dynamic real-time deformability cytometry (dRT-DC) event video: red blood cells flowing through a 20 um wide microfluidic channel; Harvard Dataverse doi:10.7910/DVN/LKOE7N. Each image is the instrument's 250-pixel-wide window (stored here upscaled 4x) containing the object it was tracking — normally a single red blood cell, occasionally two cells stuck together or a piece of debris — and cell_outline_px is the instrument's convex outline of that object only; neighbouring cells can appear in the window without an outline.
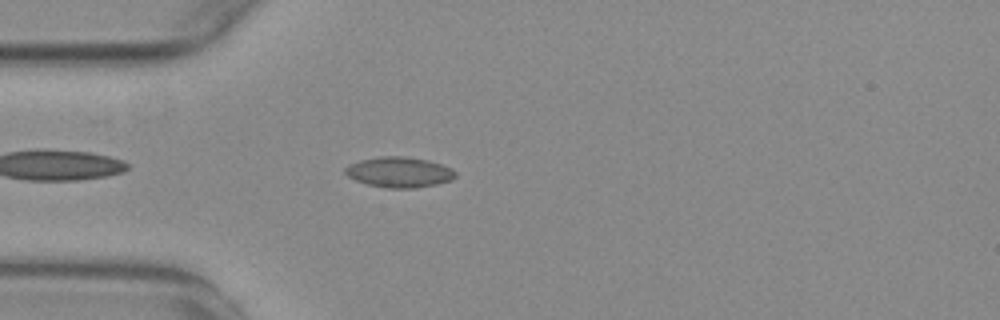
{"species": "common noctule bat (a hibernating species)", "species_latin": "Nyctalus noctula", "temperature_condition": "warm", "stored_images_in_passage": 43, "camera_frame_rate_fps": 3000, "um_per_image_px": 0.085, "animal": {"sex": "female", "body_mass_g": 29.2, "forearm_length_mm": 56.3}, "frame": {"image": 1, "passage_image": 4, "time_ms": 1.0, "image_size_px": [1000, 320], "cell_outline_px": [[456, 176], [452, 180], [436, 184], [416, 188], [388, 188], [368, 184], [356, 180], [348, 176], [344, 172], [344, 168], [348, 164], [360, 160], [380, 156], [400, 156], [428, 160], [452, 168], [456, 172]], "centroid_in_image_um": [33.93, 14.63], "position_along_channel_um": 51.1, "area_um2": 19.54}}
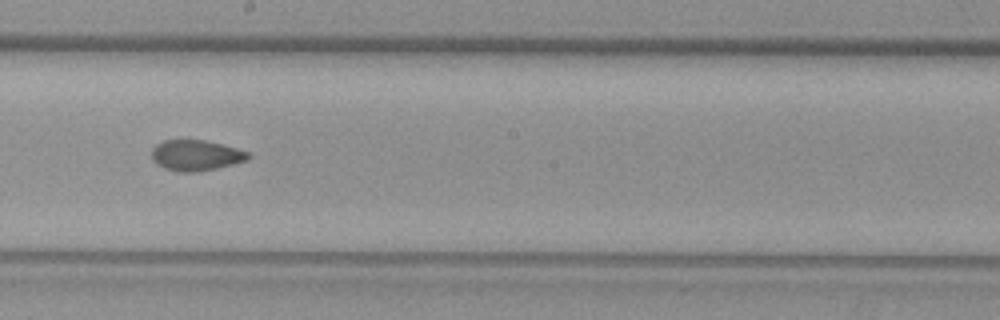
{"frame": {"image": 2, "passage_image": 19, "time_ms": 6.0, "image_size_px": [1000, 320], "cell_outline_px": [[252, 156], [248, 160], [216, 168], [196, 172], [176, 172], [164, 168], [156, 164], [152, 160], [152, 148], [156, 144], [164, 140], [204, 140], [236, 148], [248, 152]], "centroid_in_image_um": [16.63, 13.21], "position_along_channel_um": 231.6, "area_um2": 17.28}}
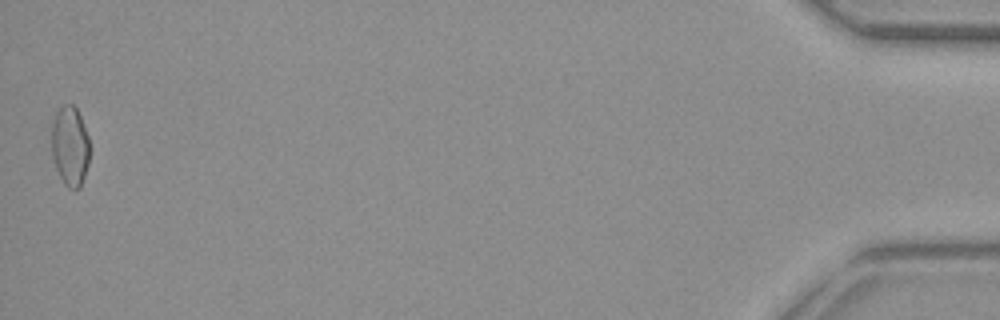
{"frame": {"image": 3, "passage_image": 43, "time_ms": 14.0, "image_size_px": [1000, 320], "cell_outline_px": [[88, 164], [80, 188], [68, 188], [64, 184], [56, 168], [52, 156], [52, 124], [56, 112], [60, 104], [72, 104], [76, 108], [80, 116], [88, 136]], "centroid_in_image_um": [5.93, 12.39], "position_along_channel_um": 429.3, "area_um2": 17.57}, "authors_computed_cell_mechanics": {"area_um2": 17.5134, "velocity_mm_per_s": 3.7713, "shape_relaxation_time_tau1_ms": null, "shape_relaxation_time_tau2_ms": 1.2427, "deformation_change_tau1": null, "deformation_change_tau2": 0.0416}}